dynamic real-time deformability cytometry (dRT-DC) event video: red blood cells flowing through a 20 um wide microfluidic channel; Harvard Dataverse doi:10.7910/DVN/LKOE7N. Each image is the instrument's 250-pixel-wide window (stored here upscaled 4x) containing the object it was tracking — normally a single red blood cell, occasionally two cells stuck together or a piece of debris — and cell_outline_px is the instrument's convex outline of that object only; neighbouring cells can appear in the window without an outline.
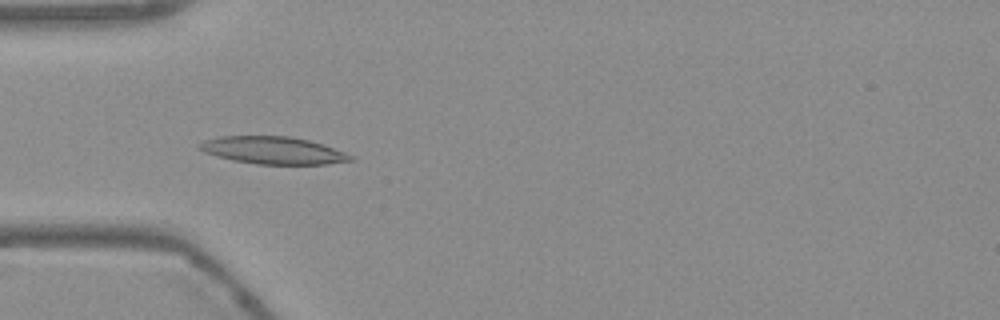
{"species": "Egyptian fruit bat (a non-hibernating species)", "species_latin": "Rousettus aegyptiacus", "temperature_condition": "warm", "stored_images_in_passage": 55, "camera_frame_rate_fps": 3000, "um_per_image_px": 0.085, "frame": {"image": 1, "passage_image": 17, "time_ms": 5.333, "image_size_px": [1000, 320], "cell_outline_px": [[356, 160], [328, 164], [256, 164], [232, 160], [204, 152], [196, 148], [196, 144], [204, 140], [220, 136], [288, 136], [308, 140], [324, 144], [356, 156]], "centroid_in_image_um": [23.23, 12.78], "position_along_channel_um": 61.8, "area_um2": 24.39}}
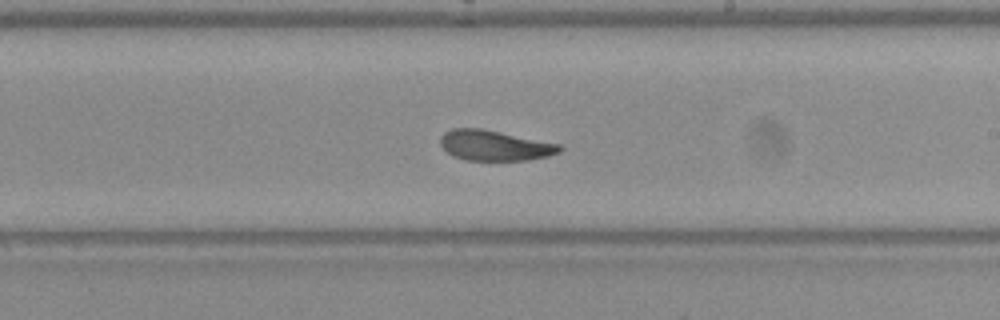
{"frame": {"image": 2, "passage_image": 32, "time_ms": 10.333, "image_size_px": [1000, 320], "cell_outline_px": [[564, 148], [560, 152], [548, 156], [528, 160], [468, 160], [452, 156], [440, 144], [440, 136], [444, 132], [452, 128], [480, 128], [560, 144]], "centroid_in_image_um": [42.04, 12.36], "position_along_channel_um": 247.0, "area_um2": 21.04}}
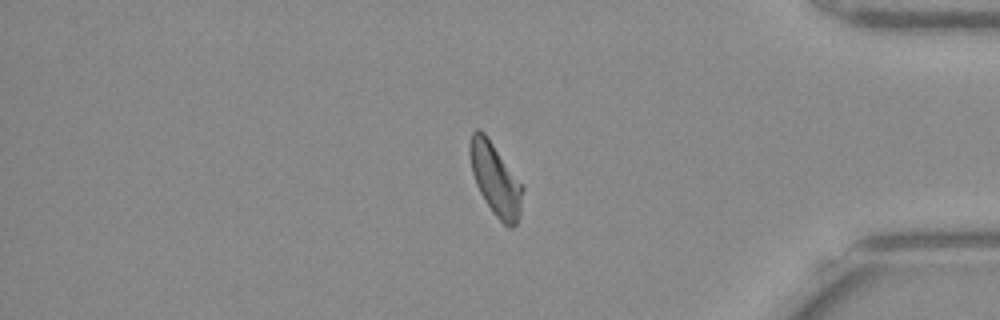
{"frame": {"image": 3, "passage_image": 46, "time_ms": 15.0, "image_size_px": [1000, 320], "cell_outline_px": [[524, 188], [520, 216], [516, 224], [512, 228], [508, 228], [492, 212], [480, 192], [476, 184], [472, 172], [468, 156], [468, 144], [472, 132], [476, 128], [480, 128], [484, 132]], "centroid_in_image_um": [42.08, 15.24], "position_along_channel_um": 393.1, "area_um2": 22.14}, "authors_computed_cell_mechanics": {"area_um2": 22.253, "velocity_mm_per_s": 3.7273, "shape_relaxation_time_tau1_ms": 3.7204, "shape_relaxation_time_tau2_ms": 1.8545, "deformation_change_tau1": 0.1597, "deformation_change_tau2": 0.0892}}